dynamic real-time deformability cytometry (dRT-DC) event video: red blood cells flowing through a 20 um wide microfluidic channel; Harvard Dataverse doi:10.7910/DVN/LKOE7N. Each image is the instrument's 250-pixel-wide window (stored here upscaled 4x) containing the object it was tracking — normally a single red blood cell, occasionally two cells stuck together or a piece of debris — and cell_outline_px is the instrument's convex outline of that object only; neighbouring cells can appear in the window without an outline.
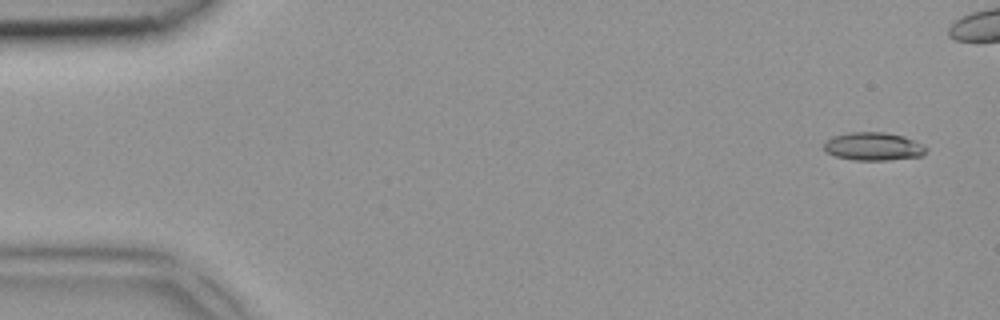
{"species": "common noctule bat (a hibernating species)", "species_latin": "Nyctalus noctula", "temperature_condition": "room temperature", "stored_images_in_passage": 6, "camera_frame_rate_fps": 3000, "um_per_image_px": 0.085, "animal": {"sex": "female", "body_mass_g": 18.4}, "frame": {"image": 1, "passage_image": 1, "time_ms": 0.0, "image_size_px": [1000, 320], "cell_outline_px": [[928, 148], [924, 156], [888, 160], [856, 160], [836, 156], [824, 152], [824, 144], [832, 136], [848, 132], [884, 132], [904, 136]], "centroid_in_image_um": [74.23, 12.45], "position_along_channel_um": 10.8, "area_um2": 16.76}}